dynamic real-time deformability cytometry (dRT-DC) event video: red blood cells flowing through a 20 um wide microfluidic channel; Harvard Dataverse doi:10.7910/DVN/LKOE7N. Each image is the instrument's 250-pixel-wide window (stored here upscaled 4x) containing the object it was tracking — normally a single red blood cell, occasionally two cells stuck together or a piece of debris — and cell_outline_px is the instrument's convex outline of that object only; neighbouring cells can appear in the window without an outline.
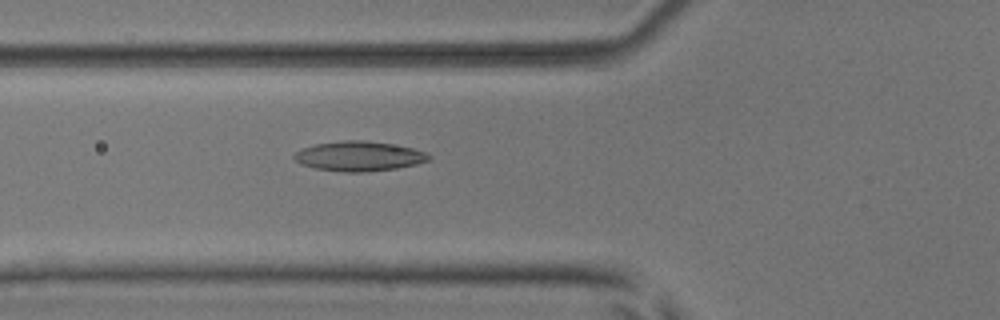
{"species": "common noctule bat (a hibernating species)", "species_latin": "Nyctalus noctula", "temperature_condition": "room temperature", "stored_images_in_passage": 53, "camera_frame_rate_fps": 3000, "um_per_image_px": 0.085, "animal": {"sex": "male", "body_mass_g": 17.9, "forearm_length_mm": 54.2}, "frame": {"image": 1, "passage_image": 20, "time_ms": 6.333, "image_size_px": [1000, 320], "cell_outline_px": [[432, 156], [428, 160], [416, 164], [396, 168], [364, 172], [344, 172], [316, 168], [300, 164], [292, 156], [300, 148], [316, 144], [344, 140], [364, 140], [392, 144], [412, 148], [428, 152]], "centroid_in_image_um": [30.51, 13.27], "position_along_channel_um": 95.3, "area_um2": 23.35}}
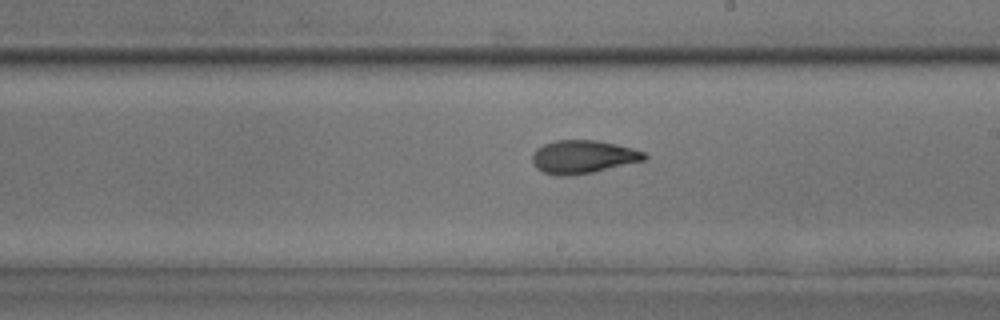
{"frame": {"image": 2, "passage_image": 31, "time_ms": 10.0, "image_size_px": [1000, 320], "cell_outline_px": [[648, 160], [592, 172], [568, 176], [556, 176], [544, 172], [536, 168], [532, 160], [532, 152], [536, 148], [544, 144], [556, 140], [596, 140], [616, 144], [632, 148], [644, 152], [648, 156]], "centroid_in_image_um": [49.56, 13.33], "position_along_channel_um": 239.4, "area_um2": 21.85}}
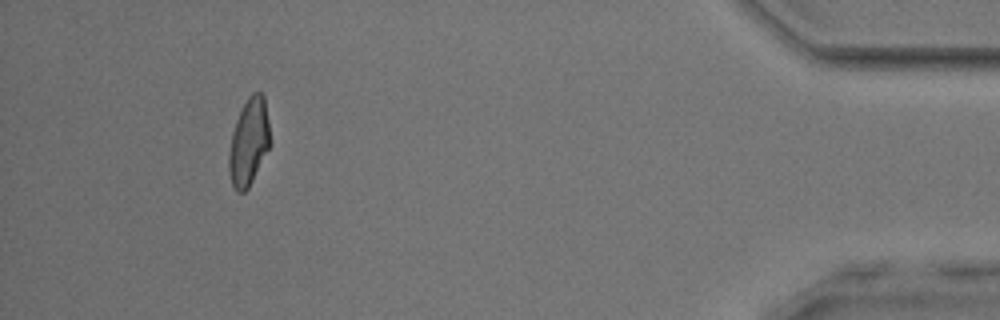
{"frame": {"image": 3, "passage_image": 49, "time_ms": 16.0, "image_size_px": [1000, 320], "cell_outline_px": [[268, 148], [248, 188], [244, 192], [236, 192], [232, 184], [228, 172], [228, 152], [232, 132], [236, 120], [248, 96], [252, 92], [260, 92], [264, 96], [268, 120]], "centroid_in_image_um": [21.1, 12.07], "position_along_channel_um": 414.1, "area_um2": 20.46}, "authors_computed_cell_mechanics": {"area_um2": 21.8484, "velocity_mm_per_s": 3.9374, "shape_relaxation_time_tau1_ms": 4.1007, "shape_relaxation_time_tau2_ms": 1.6181, "deformation_change_tau1": 0.1487, "deformation_change_tau2": 0.0811}}